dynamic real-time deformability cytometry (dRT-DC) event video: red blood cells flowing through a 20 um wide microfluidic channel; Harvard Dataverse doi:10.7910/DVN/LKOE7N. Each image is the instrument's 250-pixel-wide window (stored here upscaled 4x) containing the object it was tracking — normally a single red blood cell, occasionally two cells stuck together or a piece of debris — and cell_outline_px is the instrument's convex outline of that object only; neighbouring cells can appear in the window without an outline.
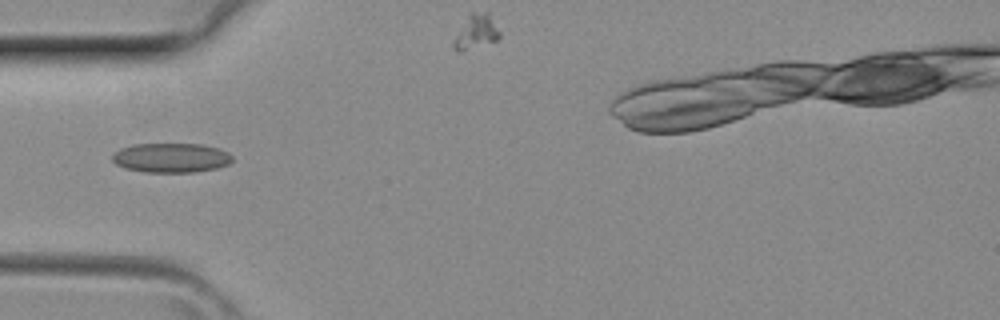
{"species": "common noctule bat (a hibernating species)", "species_latin": "Nyctalus noctula", "temperature_condition": "room temperature", "stored_images_in_passage": 3, "camera_frame_rate_fps": 3000, "um_per_image_px": 0.085, "animal": {"sex": "female", "body_mass_g": 29.2, "forearm_length_mm": 56.3}, "frame": {"image": 1, "passage_image": 1, "time_ms": 0.0, "image_size_px": [1000, 320], "cell_outline_px": [[232, 160], [228, 164], [216, 168], [196, 172], [144, 172], [124, 168], [116, 164], [112, 160], [112, 152], [120, 148], [132, 144], [204, 144], [220, 148], [228, 152], [232, 156]], "centroid_in_image_um": [14.52, 13.4], "position_along_channel_um": 70.5, "area_um2": 20.87}}